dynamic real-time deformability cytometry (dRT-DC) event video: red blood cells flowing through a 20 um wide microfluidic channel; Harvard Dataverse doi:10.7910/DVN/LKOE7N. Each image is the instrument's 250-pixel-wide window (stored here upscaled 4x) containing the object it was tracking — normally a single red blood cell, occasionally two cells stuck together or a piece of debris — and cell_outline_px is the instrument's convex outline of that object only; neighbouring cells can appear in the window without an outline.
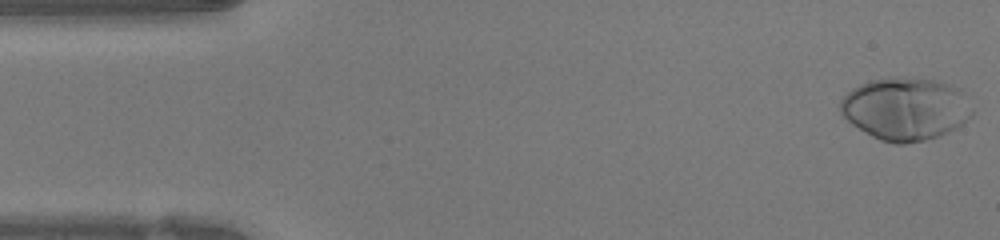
{"species": "human", "species_latin": "Homo sapiens", "temperature_condition": "warm", "stored_images_in_passage": 47, "camera_frame_rate_fps": 3000, "um_per_image_px": 0.085, "donor": {"sex": "female"}, "frame": {"image": 1, "passage_image": 1, "time_ms": 0.0, "image_size_px": [1000, 240], "cell_outline_px": [[972, 116], [964, 124], [940, 136], [924, 140], [904, 144], [896, 144], [880, 140], [872, 136], [852, 124], [840, 112], [840, 100], [852, 88], [868, 80], [896, 76], [936, 80], [952, 84], [960, 88], [972, 108]], "centroid_in_image_um": [76.99, 9.23], "position_along_channel_um": 8.0, "area_um2": 48.55}}
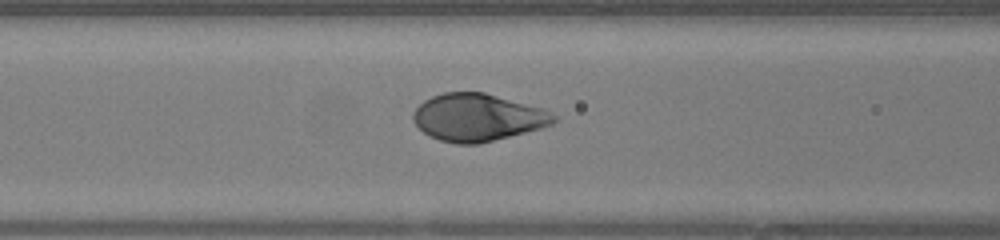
{"frame": {"image": 2, "passage_image": 18, "time_ms": 5.667, "image_size_px": [1000, 240], "cell_outline_px": [[556, 120], [552, 124], [540, 128], [480, 144], [456, 144], [440, 140], [428, 136], [412, 120], [412, 112], [424, 100], [432, 96], [444, 92], [484, 92], [544, 108], [556, 116]], "centroid_in_image_um": [40.58, 9.98], "position_along_channel_um": 126.0, "area_um2": 38.9}}
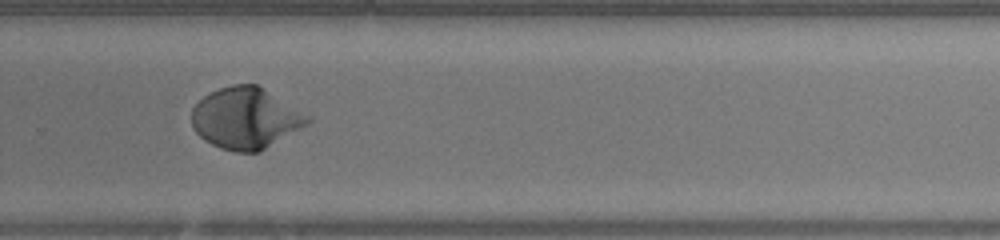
{"frame": {"image": 3, "passage_image": 31, "time_ms": 10.0, "image_size_px": [1000, 240], "cell_outline_px": [[312, 120], [308, 124], [260, 152], [236, 152], [220, 148], [204, 140], [192, 128], [192, 108], [204, 96], [220, 88], [232, 84], [256, 84], [312, 116]], "centroid_in_image_um": [20.9, 10.06], "position_along_channel_um": 308.9, "area_um2": 41.38}, "authors_computed_cell_mechanics": {"area_um2": 40.9802, "velocity_mm_per_s": 4.2439, "shape_relaxation_time_tau1_ms": 2.5018, "shape_relaxation_time_tau2_ms": null, "deformation_change_tau1": 0.2179, "deformation_change_tau2": null}}